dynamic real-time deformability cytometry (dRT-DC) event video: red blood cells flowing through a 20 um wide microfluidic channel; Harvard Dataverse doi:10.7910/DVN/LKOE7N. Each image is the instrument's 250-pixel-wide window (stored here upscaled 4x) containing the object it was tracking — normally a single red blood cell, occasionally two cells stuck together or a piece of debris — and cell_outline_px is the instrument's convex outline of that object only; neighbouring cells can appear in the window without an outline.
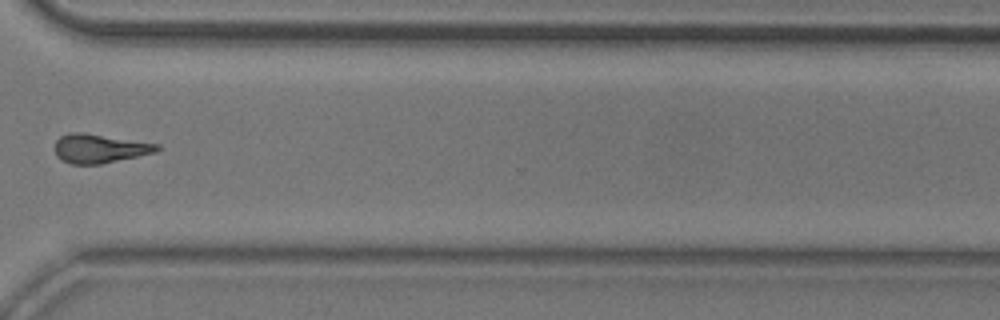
{"species": "common noctule bat (a hibernating species)", "species_latin": "Nyctalus noctula", "temperature_condition": "room temperature", "stored_images_in_passage": 14, "camera_frame_rate_fps": 3000, "um_per_image_px": 0.085, "animal": {"sex": "male", "body_mass_g": 20.5, "forearm_length_mm": 52.5}, "frame": {"image": 1, "passage_image": 11, "time_ms": 3.333, "image_size_px": [1000, 320], "cell_outline_px": [[160, 148], [156, 152], [100, 164], [72, 164], [60, 160], [56, 156], [56, 140], [60, 136], [68, 132], [84, 132], [160, 144]], "centroid_in_image_um": [8.45, 12.61], "position_along_channel_um": 362.2, "area_um2": 17.28}}